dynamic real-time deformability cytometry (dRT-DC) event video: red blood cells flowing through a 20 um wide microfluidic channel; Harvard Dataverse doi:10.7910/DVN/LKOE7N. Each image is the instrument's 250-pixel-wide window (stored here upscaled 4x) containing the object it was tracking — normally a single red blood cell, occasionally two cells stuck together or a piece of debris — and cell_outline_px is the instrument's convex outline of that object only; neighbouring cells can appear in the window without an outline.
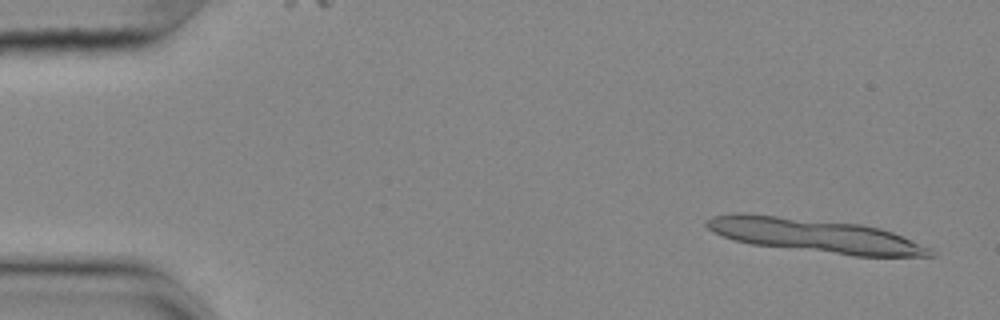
{"species": "common noctule bat (a hibernating species)", "species_latin": "Nyctalus noctula", "temperature_condition": "cold", "stored_images_in_passage": 12, "camera_frame_rate_fps": 3000, "um_per_image_px": 0.085, "animal": {"sex": "female", "body_mass_g": 25.1}, "frame": {"image": 1, "passage_image": 2, "time_ms": 0.333, "image_size_px": [1000, 320], "cell_outline_px": [[936, 256], [852, 256], [752, 244], [732, 240], [708, 228], [704, 224], [704, 220], [712, 216], [736, 212], [744, 212], [860, 224], [880, 228], [892, 232], [932, 248], [936, 252]], "centroid_in_image_um": [69.26, 20.01], "position_along_channel_um": 15.7, "area_um2": 44.22}}